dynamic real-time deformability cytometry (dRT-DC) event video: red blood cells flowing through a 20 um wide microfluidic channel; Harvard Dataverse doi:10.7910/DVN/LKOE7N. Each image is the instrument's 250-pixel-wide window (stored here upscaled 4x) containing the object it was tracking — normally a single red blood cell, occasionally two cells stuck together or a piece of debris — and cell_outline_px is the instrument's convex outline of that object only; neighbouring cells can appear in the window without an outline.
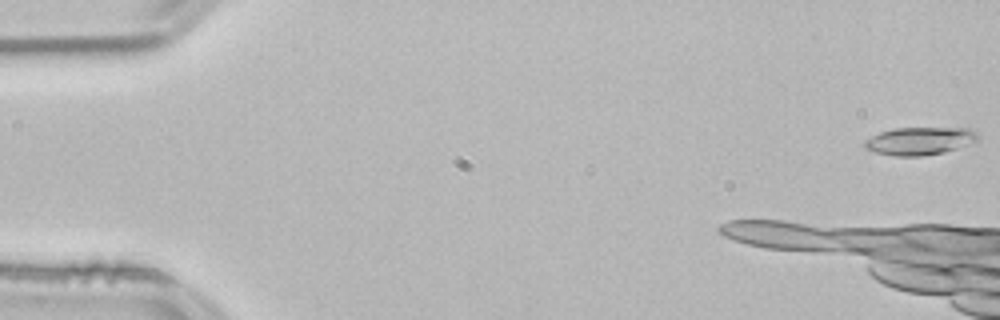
{"species": "common noctule bat (a hibernating species)", "species_latin": "Nyctalus noctula", "temperature_condition": "room temperature", "stored_images_in_passage": 8, "camera_frame_rate_fps": 3000, "um_per_image_px": 0.085, "animal": {"sex": "male", "body_mass_g": 21.5, "forearm_length_mm": 52.0}, "frame": {"image": 1, "passage_image": 1, "time_ms": 0.0, "image_size_px": [1000, 320], "cell_outline_px": [[980, 136], [976, 140], [968, 144], [944, 152], [920, 156], [892, 156], [876, 152], [864, 148], [864, 140], [880, 132], [896, 128], [968, 128], [976, 132]], "centroid_in_image_um": [78.15, 11.98], "position_along_channel_um": 6.9, "area_um2": 18.21}}